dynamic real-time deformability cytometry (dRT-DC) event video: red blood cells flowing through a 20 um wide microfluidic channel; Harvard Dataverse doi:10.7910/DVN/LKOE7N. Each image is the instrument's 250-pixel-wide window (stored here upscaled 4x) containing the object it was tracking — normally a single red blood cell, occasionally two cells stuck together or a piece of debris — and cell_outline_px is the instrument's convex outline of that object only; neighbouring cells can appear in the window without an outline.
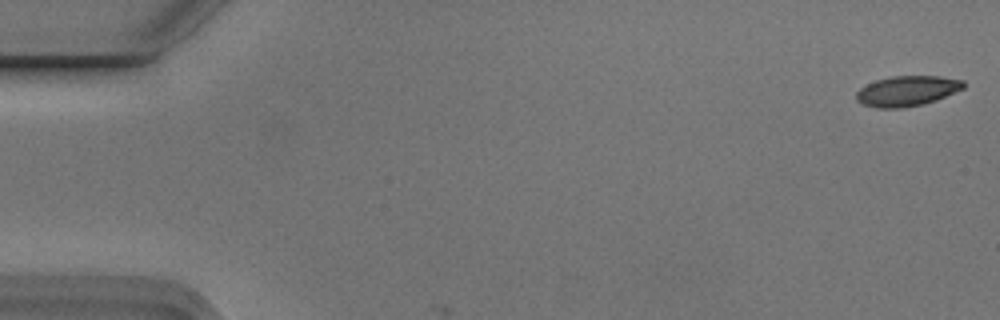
{"species": "Egyptian fruit bat (a non-hibernating species)", "species_latin": "Rousettus aegyptiacus", "temperature_condition": "cold", "stored_images_in_passage": 6, "camera_frame_rate_fps": 3000, "um_per_image_px": 0.085, "animal": {"sex": "male"}, "frame": {"image": 1, "passage_image": 1, "time_ms": 0.0, "image_size_px": [1000, 320], "cell_outline_px": [[964, 88], [936, 100], [924, 104], [900, 108], [876, 108], [864, 104], [856, 100], [856, 92], [860, 88], [876, 80], [892, 76], [940, 76], [964, 80]], "centroid_in_image_um": [77.1, 7.73], "position_along_channel_um": 7.9, "area_um2": 18.84}}
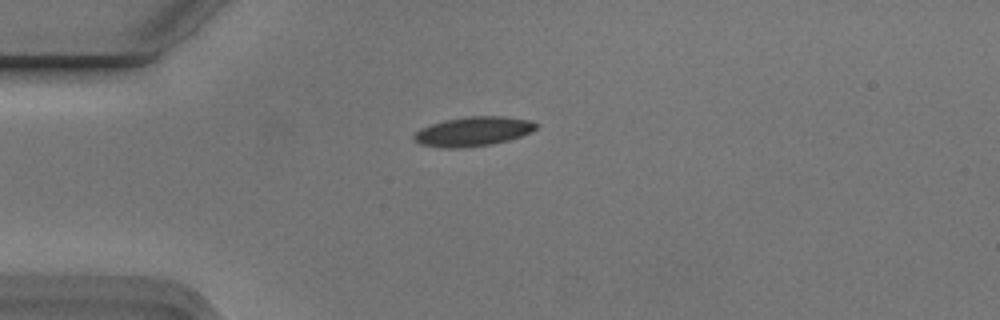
{"frame": {"image": 2, "passage_image": 4, "time_ms": 1.0, "image_size_px": [1000, 320], "cell_outline_px": [[540, 124], [532, 132], [508, 140], [492, 144], [460, 148], [440, 148], [420, 144], [412, 140], [412, 136], [420, 128], [432, 124], [448, 120], [468, 116], [504, 116], [528, 120]], "centroid_in_image_um": [40.2, 11.18], "position_along_channel_um": 44.8, "area_um2": 20.92}}